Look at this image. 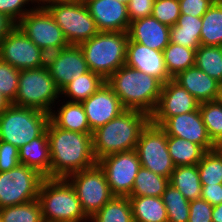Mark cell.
I'll return each mask as SVG.
<instances>
[{
	"label": "cell",
	"instance_id": "obj_1",
	"mask_svg": "<svg viewBox=\"0 0 222 222\" xmlns=\"http://www.w3.org/2000/svg\"><path fill=\"white\" fill-rule=\"evenodd\" d=\"M46 131L51 156L50 178H67L97 164L93 153V133L65 130L51 121Z\"/></svg>",
	"mask_w": 222,
	"mask_h": 222
},
{
	"label": "cell",
	"instance_id": "obj_2",
	"mask_svg": "<svg viewBox=\"0 0 222 222\" xmlns=\"http://www.w3.org/2000/svg\"><path fill=\"white\" fill-rule=\"evenodd\" d=\"M150 116L139 110H124L119 116L93 131L96 161L111 154L134 150Z\"/></svg>",
	"mask_w": 222,
	"mask_h": 222
},
{
	"label": "cell",
	"instance_id": "obj_3",
	"mask_svg": "<svg viewBox=\"0 0 222 222\" xmlns=\"http://www.w3.org/2000/svg\"><path fill=\"white\" fill-rule=\"evenodd\" d=\"M106 83L125 109L139 110L149 116L157 106L162 89V83L158 79L125 64Z\"/></svg>",
	"mask_w": 222,
	"mask_h": 222
},
{
	"label": "cell",
	"instance_id": "obj_4",
	"mask_svg": "<svg viewBox=\"0 0 222 222\" xmlns=\"http://www.w3.org/2000/svg\"><path fill=\"white\" fill-rule=\"evenodd\" d=\"M44 222H90L66 178H44L38 192Z\"/></svg>",
	"mask_w": 222,
	"mask_h": 222
},
{
	"label": "cell",
	"instance_id": "obj_5",
	"mask_svg": "<svg viewBox=\"0 0 222 222\" xmlns=\"http://www.w3.org/2000/svg\"><path fill=\"white\" fill-rule=\"evenodd\" d=\"M128 40V32H99L79 47L89 70L106 81L125 64Z\"/></svg>",
	"mask_w": 222,
	"mask_h": 222
},
{
	"label": "cell",
	"instance_id": "obj_6",
	"mask_svg": "<svg viewBox=\"0 0 222 222\" xmlns=\"http://www.w3.org/2000/svg\"><path fill=\"white\" fill-rule=\"evenodd\" d=\"M49 121L48 113L11 104L0 115V140L19 149L41 136Z\"/></svg>",
	"mask_w": 222,
	"mask_h": 222
},
{
	"label": "cell",
	"instance_id": "obj_7",
	"mask_svg": "<svg viewBox=\"0 0 222 222\" xmlns=\"http://www.w3.org/2000/svg\"><path fill=\"white\" fill-rule=\"evenodd\" d=\"M60 96L61 91L45 65L44 67L20 70L18 93L12 104L50 114L55 109Z\"/></svg>",
	"mask_w": 222,
	"mask_h": 222
},
{
	"label": "cell",
	"instance_id": "obj_8",
	"mask_svg": "<svg viewBox=\"0 0 222 222\" xmlns=\"http://www.w3.org/2000/svg\"><path fill=\"white\" fill-rule=\"evenodd\" d=\"M44 8L62 29L69 45H79L100 32L84 0L52 2Z\"/></svg>",
	"mask_w": 222,
	"mask_h": 222
},
{
	"label": "cell",
	"instance_id": "obj_9",
	"mask_svg": "<svg viewBox=\"0 0 222 222\" xmlns=\"http://www.w3.org/2000/svg\"><path fill=\"white\" fill-rule=\"evenodd\" d=\"M44 178L36 169L24 164L0 172V208L25 204L37 199Z\"/></svg>",
	"mask_w": 222,
	"mask_h": 222
},
{
	"label": "cell",
	"instance_id": "obj_10",
	"mask_svg": "<svg viewBox=\"0 0 222 222\" xmlns=\"http://www.w3.org/2000/svg\"><path fill=\"white\" fill-rule=\"evenodd\" d=\"M135 151L142 167L170 179L175 166L168 152L167 134L161 126L149 121L140 133Z\"/></svg>",
	"mask_w": 222,
	"mask_h": 222
},
{
	"label": "cell",
	"instance_id": "obj_11",
	"mask_svg": "<svg viewBox=\"0 0 222 222\" xmlns=\"http://www.w3.org/2000/svg\"><path fill=\"white\" fill-rule=\"evenodd\" d=\"M66 179L74 187L82 210L89 218L114 197L106 176L98 164L75 172Z\"/></svg>",
	"mask_w": 222,
	"mask_h": 222
},
{
	"label": "cell",
	"instance_id": "obj_12",
	"mask_svg": "<svg viewBox=\"0 0 222 222\" xmlns=\"http://www.w3.org/2000/svg\"><path fill=\"white\" fill-rule=\"evenodd\" d=\"M16 26L46 54L69 46L62 29L44 7H35Z\"/></svg>",
	"mask_w": 222,
	"mask_h": 222
},
{
	"label": "cell",
	"instance_id": "obj_13",
	"mask_svg": "<svg viewBox=\"0 0 222 222\" xmlns=\"http://www.w3.org/2000/svg\"><path fill=\"white\" fill-rule=\"evenodd\" d=\"M97 164L103 170L112 194L129 197L137 172L141 168L135 149L111 154L97 161Z\"/></svg>",
	"mask_w": 222,
	"mask_h": 222
},
{
	"label": "cell",
	"instance_id": "obj_14",
	"mask_svg": "<svg viewBox=\"0 0 222 222\" xmlns=\"http://www.w3.org/2000/svg\"><path fill=\"white\" fill-rule=\"evenodd\" d=\"M0 59L19 70L44 67L47 54L17 26L0 42Z\"/></svg>",
	"mask_w": 222,
	"mask_h": 222
},
{
	"label": "cell",
	"instance_id": "obj_15",
	"mask_svg": "<svg viewBox=\"0 0 222 222\" xmlns=\"http://www.w3.org/2000/svg\"><path fill=\"white\" fill-rule=\"evenodd\" d=\"M200 102L174 79L162 84L161 94L150 121L162 126L170 117L199 109Z\"/></svg>",
	"mask_w": 222,
	"mask_h": 222
},
{
	"label": "cell",
	"instance_id": "obj_16",
	"mask_svg": "<svg viewBox=\"0 0 222 222\" xmlns=\"http://www.w3.org/2000/svg\"><path fill=\"white\" fill-rule=\"evenodd\" d=\"M46 66L60 91L72 80L89 71L79 45H69L47 54Z\"/></svg>",
	"mask_w": 222,
	"mask_h": 222
},
{
	"label": "cell",
	"instance_id": "obj_17",
	"mask_svg": "<svg viewBox=\"0 0 222 222\" xmlns=\"http://www.w3.org/2000/svg\"><path fill=\"white\" fill-rule=\"evenodd\" d=\"M81 103L92 132L126 110L118 96L106 82L93 95Z\"/></svg>",
	"mask_w": 222,
	"mask_h": 222
},
{
	"label": "cell",
	"instance_id": "obj_18",
	"mask_svg": "<svg viewBox=\"0 0 222 222\" xmlns=\"http://www.w3.org/2000/svg\"><path fill=\"white\" fill-rule=\"evenodd\" d=\"M167 136H176L200 145L205 151L216 148L198 110L170 117L162 126Z\"/></svg>",
	"mask_w": 222,
	"mask_h": 222
},
{
	"label": "cell",
	"instance_id": "obj_19",
	"mask_svg": "<svg viewBox=\"0 0 222 222\" xmlns=\"http://www.w3.org/2000/svg\"><path fill=\"white\" fill-rule=\"evenodd\" d=\"M100 32H127L130 26L127 5L118 0H84Z\"/></svg>",
	"mask_w": 222,
	"mask_h": 222
},
{
	"label": "cell",
	"instance_id": "obj_20",
	"mask_svg": "<svg viewBox=\"0 0 222 222\" xmlns=\"http://www.w3.org/2000/svg\"><path fill=\"white\" fill-rule=\"evenodd\" d=\"M125 65L155 77L162 84L172 79L165 67L163 51L150 49L130 39L127 43Z\"/></svg>",
	"mask_w": 222,
	"mask_h": 222
},
{
	"label": "cell",
	"instance_id": "obj_21",
	"mask_svg": "<svg viewBox=\"0 0 222 222\" xmlns=\"http://www.w3.org/2000/svg\"><path fill=\"white\" fill-rule=\"evenodd\" d=\"M127 32L130 40L154 50L163 51L170 42V26L152 16L131 21Z\"/></svg>",
	"mask_w": 222,
	"mask_h": 222
},
{
	"label": "cell",
	"instance_id": "obj_22",
	"mask_svg": "<svg viewBox=\"0 0 222 222\" xmlns=\"http://www.w3.org/2000/svg\"><path fill=\"white\" fill-rule=\"evenodd\" d=\"M184 87L200 103L218 100L220 94V82L211 78L195 65L180 72L173 78Z\"/></svg>",
	"mask_w": 222,
	"mask_h": 222
},
{
	"label": "cell",
	"instance_id": "obj_23",
	"mask_svg": "<svg viewBox=\"0 0 222 222\" xmlns=\"http://www.w3.org/2000/svg\"><path fill=\"white\" fill-rule=\"evenodd\" d=\"M58 102L57 110L50 113V121L57 127L79 133H93L81 102ZM61 105V106H60Z\"/></svg>",
	"mask_w": 222,
	"mask_h": 222
},
{
	"label": "cell",
	"instance_id": "obj_24",
	"mask_svg": "<svg viewBox=\"0 0 222 222\" xmlns=\"http://www.w3.org/2000/svg\"><path fill=\"white\" fill-rule=\"evenodd\" d=\"M20 164L36 169L45 178H50L51 156L47 131L18 149Z\"/></svg>",
	"mask_w": 222,
	"mask_h": 222
},
{
	"label": "cell",
	"instance_id": "obj_25",
	"mask_svg": "<svg viewBox=\"0 0 222 222\" xmlns=\"http://www.w3.org/2000/svg\"><path fill=\"white\" fill-rule=\"evenodd\" d=\"M201 28V17L181 14L176 24L170 27V42L190 49H197L201 45Z\"/></svg>",
	"mask_w": 222,
	"mask_h": 222
},
{
	"label": "cell",
	"instance_id": "obj_26",
	"mask_svg": "<svg viewBox=\"0 0 222 222\" xmlns=\"http://www.w3.org/2000/svg\"><path fill=\"white\" fill-rule=\"evenodd\" d=\"M134 222H168L161 197L129 196Z\"/></svg>",
	"mask_w": 222,
	"mask_h": 222
},
{
	"label": "cell",
	"instance_id": "obj_27",
	"mask_svg": "<svg viewBox=\"0 0 222 222\" xmlns=\"http://www.w3.org/2000/svg\"><path fill=\"white\" fill-rule=\"evenodd\" d=\"M169 184L179 190L188 201L201 198L202 184L197 165L175 167Z\"/></svg>",
	"mask_w": 222,
	"mask_h": 222
},
{
	"label": "cell",
	"instance_id": "obj_28",
	"mask_svg": "<svg viewBox=\"0 0 222 222\" xmlns=\"http://www.w3.org/2000/svg\"><path fill=\"white\" fill-rule=\"evenodd\" d=\"M105 82L99 74L89 70L67 84L61 90V98H69L66 100L71 102H82L93 95Z\"/></svg>",
	"mask_w": 222,
	"mask_h": 222
},
{
	"label": "cell",
	"instance_id": "obj_29",
	"mask_svg": "<svg viewBox=\"0 0 222 222\" xmlns=\"http://www.w3.org/2000/svg\"><path fill=\"white\" fill-rule=\"evenodd\" d=\"M167 147L175 167L197 165L206 152L200 145L176 136H167Z\"/></svg>",
	"mask_w": 222,
	"mask_h": 222
},
{
	"label": "cell",
	"instance_id": "obj_30",
	"mask_svg": "<svg viewBox=\"0 0 222 222\" xmlns=\"http://www.w3.org/2000/svg\"><path fill=\"white\" fill-rule=\"evenodd\" d=\"M201 19V45L222 46V1H215Z\"/></svg>",
	"mask_w": 222,
	"mask_h": 222
},
{
	"label": "cell",
	"instance_id": "obj_31",
	"mask_svg": "<svg viewBox=\"0 0 222 222\" xmlns=\"http://www.w3.org/2000/svg\"><path fill=\"white\" fill-rule=\"evenodd\" d=\"M169 185V178L141 166L135 177L130 196L161 197Z\"/></svg>",
	"mask_w": 222,
	"mask_h": 222
},
{
	"label": "cell",
	"instance_id": "obj_32",
	"mask_svg": "<svg viewBox=\"0 0 222 222\" xmlns=\"http://www.w3.org/2000/svg\"><path fill=\"white\" fill-rule=\"evenodd\" d=\"M196 49H190L171 42L163 50L164 62L169 76L173 79L180 72L195 65Z\"/></svg>",
	"mask_w": 222,
	"mask_h": 222
},
{
	"label": "cell",
	"instance_id": "obj_33",
	"mask_svg": "<svg viewBox=\"0 0 222 222\" xmlns=\"http://www.w3.org/2000/svg\"><path fill=\"white\" fill-rule=\"evenodd\" d=\"M91 222H134L128 197L114 196L92 217Z\"/></svg>",
	"mask_w": 222,
	"mask_h": 222
},
{
	"label": "cell",
	"instance_id": "obj_34",
	"mask_svg": "<svg viewBox=\"0 0 222 222\" xmlns=\"http://www.w3.org/2000/svg\"><path fill=\"white\" fill-rule=\"evenodd\" d=\"M195 66L222 83V46L200 45L195 53Z\"/></svg>",
	"mask_w": 222,
	"mask_h": 222
},
{
	"label": "cell",
	"instance_id": "obj_35",
	"mask_svg": "<svg viewBox=\"0 0 222 222\" xmlns=\"http://www.w3.org/2000/svg\"><path fill=\"white\" fill-rule=\"evenodd\" d=\"M199 111L211 141L216 146L222 144V102L219 99L201 102Z\"/></svg>",
	"mask_w": 222,
	"mask_h": 222
},
{
	"label": "cell",
	"instance_id": "obj_36",
	"mask_svg": "<svg viewBox=\"0 0 222 222\" xmlns=\"http://www.w3.org/2000/svg\"><path fill=\"white\" fill-rule=\"evenodd\" d=\"M165 204L168 222H188L190 201L169 184L161 196Z\"/></svg>",
	"mask_w": 222,
	"mask_h": 222
},
{
	"label": "cell",
	"instance_id": "obj_37",
	"mask_svg": "<svg viewBox=\"0 0 222 222\" xmlns=\"http://www.w3.org/2000/svg\"><path fill=\"white\" fill-rule=\"evenodd\" d=\"M0 219L2 222H44L38 199L0 208Z\"/></svg>",
	"mask_w": 222,
	"mask_h": 222
},
{
	"label": "cell",
	"instance_id": "obj_38",
	"mask_svg": "<svg viewBox=\"0 0 222 222\" xmlns=\"http://www.w3.org/2000/svg\"><path fill=\"white\" fill-rule=\"evenodd\" d=\"M197 169L202 185L222 184V155L216 149L205 152Z\"/></svg>",
	"mask_w": 222,
	"mask_h": 222
},
{
	"label": "cell",
	"instance_id": "obj_39",
	"mask_svg": "<svg viewBox=\"0 0 222 222\" xmlns=\"http://www.w3.org/2000/svg\"><path fill=\"white\" fill-rule=\"evenodd\" d=\"M19 74V69L0 59V93L11 103L18 93Z\"/></svg>",
	"mask_w": 222,
	"mask_h": 222
},
{
	"label": "cell",
	"instance_id": "obj_40",
	"mask_svg": "<svg viewBox=\"0 0 222 222\" xmlns=\"http://www.w3.org/2000/svg\"><path fill=\"white\" fill-rule=\"evenodd\" d=\"M180 15L179 0H155L151 16L160 23L174 26Z\"/></svg>",
	"mask_w": 222,
	"mask_h": 222
},
{
	"label": "cell",
	"instance_id": "obj_41",
	"mask_svg": "<svg viewBox=\"0 0 222 222\" xmlns=\"http://www.w3.org/2000/svg\"><path fill=\"white\" fill-rule=\"evenodd\" d=\"M29 2L34 4V7H31ZM35 7L34 0H0V13L9 17L15 24Z\"/></svg>",
	"mask_w": 222,
	"mask_h": 222
},
{
	"label": "cell",
	"instance_id": "obj_42",
	"mask_svg": "<svg viewBox=\"0 0 222 222\" xmlns=\"http://www.w3.org/2000/svg\"><path fill=\"white\" fill-rule=\"evenodd\" d=\"M20 164L18 148L0 140V172L14 169Z\"/></svg>",
	"mask_w": 222,
	"mask_h": 222
},
{
	"label": "cell",
	"instance_id": "obj_43",
	"mask_svg": "<svg viewBox=\"0 0 222 222\" xmlns=\"http://www.w3.org/2000/svg\"><path fill=\"white\" fill-rule=\"evenodd\" d=\"M188 222H212L213 206L199 198L190 201Z\"/></svg>",
	"mask_w": 222,
	"mask_h": 222
},
{
	"label": "cell",
	"instance_id": "obj_44",
	"mask_svg": "<svg viewBox=\"0 0 222 222\" xmlns=\"http://www.w3.org/2000/svg\"><path fill=\"white\" fill-rule=\"evenodd\" d=\"M215 0H179L181 14L202 17Z\"/></svg>",
	"mask_w": 222,
	"mask_h": 222
},
{
	"label": "cell",
	"instance_id": "obj_45",
	"mask_svg": "<svg viewBox=\"0 0 222 222\" xmlns=\"http://www.w3.org/2000/svg\"><path fill=\"white\" fill-rule=\"evenodd\" d=\"M155 0H131L127 6L130 22L151 16Z\"/></svg>",
	"mask_w": 222,
	"mask_h": 222
},
{
	"label": "cell",
	"instance_id": "obj_46",
	"mask_svg": "<svg viewBox=\"0 0 222 222\" xmlns=\"http://www.w3.org/2000/svg\"><path fill=\"white\" fill-rule=\"evenodd\" d=\"M201 198L210 205L216 206L222 203V184L202 185Z\"/></svg>",
	"mask_w": 222,
	"mask_h": 222
},
{
	"label": "cell",
	"instance_id": "obj_47",
	"mask_svg": "<svg viewBox=\"0 0 222 222\" xmlns=\"http://www.w3.org/2000/svg\"><path fill=\"white\" fill-rule=\"evenodd\" d=\"M15 26L9 17L0 13V42Z\"/></svg>",
	"mask_w": 222,
	"mask_h": 222
},
{
	"label": "cell",
	"instance_id": "obj_48",
	"mask_svg": "<svg viewBox=\"0 0 222 222\" xmlns=\"http://www.w3.org/2000/svg\"><path fill=\"white\" fill-rule=\"evenodd\" d=\"M212 222H222V203L213 206Z\"/></svg>",
	"mask_w": 222,
	"mask_h": 222
},
{
	"label": "cell",
	"instance_id": "obj_49",
	"mask_svg": "<svg viewBox=\"0 0 222 222\" xmlns=\"http://www.w3.org/2000/svg\"><path fill=\"white\" fill-rule=\"evenodd\" d=\"M12 103L2 94L0 93V115L3 111H5Z\"/></svg>",
	"mask_w": 222,
	"mask_h": 222
},
{
	"label": "cell",
	"instance_id": "obj_50",
	"mask_svg": "<svg viewBox=\"0 0 222 222\" xmlns=\"http://www.w3.org/2000/svg\"><path fill=\"white\" fill-rule=\"evenodd\" d=\"M64 1H78V0H34L36 7H45L47 4L52 2H64Z\"/></svg>",
	"mask_w": 222,
	"mask_h": 222
},
{
	"label": "cell",
	"instance_id": "obj_51",
	"mask_svg": "<svg viewBox=\"0 0 222 222\" xmlns=\"http://www.w3.org/2000/svg\"><path fill=\"white\" fill-rule=\"evenodd\" d=\"M215 149L222 155V144L217 145Z\"/></svg>",
	"mask_w": 222,
	"mask_h": 222
},
{
	"label": "cell",
	"instance_id": "obj_52",
	"mask_svg": "<svg viewBox=\"0 0 222 222\" xmlns=\"http://www.w3.org/2000/svg\"><path fill=\"white\" fill-rule=\"evenodd\" d=\"M218 99L222 102V83H220V94Z\"/></svg>",
	"mask_w": 222,
	"mask_h": 222
},
{
	"label": "cell",
	"instance_id": "obj_53",
	"mask_svg": "<svg viewBox=\"0 0 222 222\" xmlns=\"http://www.w3.org/2000/svg\"><path fill=\"white\" fill-rule=\"evenodd\" d=\"M118 1L128 6L131 0H118Z\"/></svg>",
	"mask_w": 222,
	"mask_h": 222
}]
</instances>
